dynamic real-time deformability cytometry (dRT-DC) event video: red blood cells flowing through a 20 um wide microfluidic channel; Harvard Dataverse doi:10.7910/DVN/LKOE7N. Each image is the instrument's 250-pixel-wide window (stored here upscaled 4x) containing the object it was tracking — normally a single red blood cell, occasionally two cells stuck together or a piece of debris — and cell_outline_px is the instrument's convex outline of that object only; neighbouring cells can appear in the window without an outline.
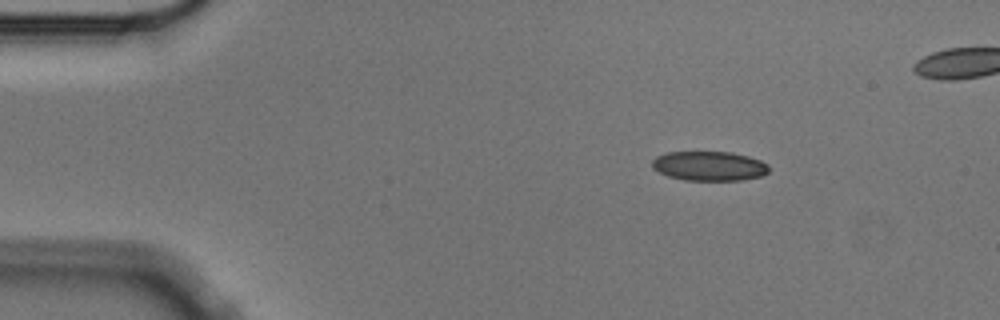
{"species": "Egyptian fruit bat (a non-hibernating species)", "species_latin": "Rousettus aegyptiacus", "temperature_condition": "cold", "stored_images_in_passage": 4, "camera_frame_rate_fps": 3000, "um_per_image_px": 0.085, "animal": {"sex": "male"}, "frame": {"image": 1, "passage_image": 1, "time_ms": 0.0, "image_size_px": [1000, 320], "cell_outline_px": [[768, 172], [760, 176], [740, 180], [684, 180], [668, 176], [652, 168], [652, 160], [656, 156], [668, 152], [732, 152], [748, 156], [760, 160], [768, 164]], "centroid_in_image_um": [60.27, 14.1], "position_along_channel_um": 24.7, "area_um2": 20.0}}